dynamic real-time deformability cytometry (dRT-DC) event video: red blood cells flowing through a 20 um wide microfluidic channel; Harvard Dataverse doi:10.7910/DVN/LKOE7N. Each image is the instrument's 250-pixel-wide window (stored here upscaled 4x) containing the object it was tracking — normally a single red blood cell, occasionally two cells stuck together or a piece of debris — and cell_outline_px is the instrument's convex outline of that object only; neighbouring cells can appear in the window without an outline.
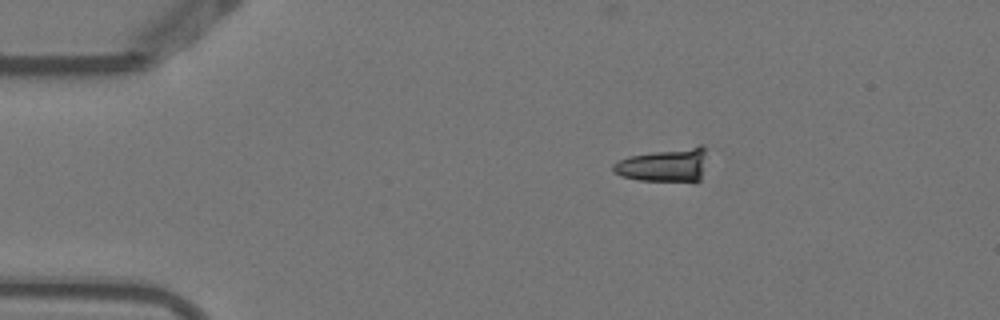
{"species": "Egyptian fruit bat (a non-hibernating species)", "species_latin": "Rousettus aegyptiacus", "temperature_condition": "warm", "stored_images_in_passage": 2, "camera_frame_rate_fps": 3000, "um_per_image_px": 0.085, "animal": {"sex": "female"}, "frame": {"image": 1, "passage_image": 1, "time_ms": 0.0, "image_size_px": [1000, 320], "cell_outline_px": [[712, 148], [700, 180], [696, 184], [640, 180], [620, 176], [612, 172], [612, 164], [628, 156], [700, 144], [704, 144]], "centroid_in_image_um": [56.62, 14.03], "position_along_channel_um": 28.4, "area_um2": 19.77}}